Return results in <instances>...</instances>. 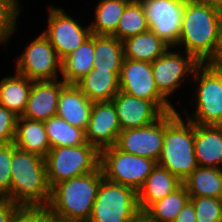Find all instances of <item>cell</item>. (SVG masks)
Wrapping results in <instances>:
<instances>
[{
  "label": "cell",
  "mask_w": 222,
  "mask_h": 222,
  "mask_svg": "<svg viewBox=\"0 0 222 222\" xmlns=\"http://www.w3.org/2000/svg\"><path fill=\"white\" fill-rule=\"evenodd\" d=\"M44 125L51 148L80 146L87 142L83 129L70 125L57 115L44 121Z\"/></svg>",
  "instance_id": "obj_29"
},
{
  "label": "cell",
  "mask_w": 222,
  "mask_h": 222,
  "mask_svg": "<svg viewBox=\"0 0 222 222\" xmlns=\"http://www.w3.org/2000/svg\"><path fill=\"white\" fill-rule=\"evenodd\" d=\"M131 0H99L95 6L93 20L89 24L91 34L113 36L123 12Z\"/></svg>",
  "instance_id": "obj_27"
},
{
  "label": "cell",
  "mask_w": 222,
  "mask_h": 222,
  "mask_svg": "<svg viewBox=\"0 0 222 222\" xmlns=\"http://www.w3.org/2000/svg\"><path fill=\"white\" fill-rule=\"evenodd\" d=\"M92 106L76 84H65L58 98L57 116L86 131Z\"/></svg>",
  "instance_id": "obj_18"
},
{
  "label": "cell",
  "mask_w": 222,
  "mask_h": 222,
  "mask_svg": "<svg viewBox=\"0 0 222 222\" xmlns=\"http://www.w3.org/2000/svg\"><path fill=\"white\" fill-rule=\"evenodd\" d=\"M120 132V123L113 102H93L90 120L85 131L86 141L101 151L106 147L116 145Z\"/></svg>",
  "instance_id": "obj_15"
},
{
  "label": "cell",
  "mask_w": 222,
  "mask_h": 222,
  "mask_svg": "<svg viewBox=\"0 0 222 222\" xmlns=\"http://www.w3.org/2000/svg\"><path fill=\"white\" fill-rule=\"evenodd\" d=\"M190 82H196L194 98H192L194 111L184 108L188 120L198 125L222 126V71L210 67L207 63H200Z\"/></svg>",
  "instance_id": "obj_5"
},
{
  "label": "cell",
  "mask_w": 222,
  "mask_h": 222,
  "mask_svg": "<svg viewBox=\"0 0 222 222\" xmlns=\"http://www.w3.org/2000/svg\"><path fill=\"white\" fill-rule=\"evenodd\" d=\"M164 140V114L155 122L134 129L122 130L116 147L129 154L159 161Z\"/></svg>",
  "instance_id": "obj_14"
},
{
  "label": "cell",
  "mask_w": 222,
  "mask_h": 222,
  "mask_svg": "<svg viewBox=\"0 0 222 222\" xmlns=\"http://www.w3.org/2000/svg\"><path fill=\"white\" fill-rule=\"evenodd\" d=\"M207 64L217 70L222 71V31L214 55L210 58Z\"/></svg>",
  "instance_id": "obj_39"
},
{
  "label": "cell",
  "mask_w": 222,
  "mask_h": 222,
  "mask_svg": "<svg viewBox=\"0 0 222 222\" xmlns=\"http://www.w3.org/2000/svg\"><path fill=\"white\" fill-rule=\"evenodd\" d=\"M170 47L161 57L151 63L153 77L159 93L170 103L173 93L187 79H192L196 67L200 64L187 52ZM171 96V97H170ZM171 99V100H169Z\"/></svg>",
  "instance_id": "obj_11"
},
{
  "label": "cell",
  "mask_w": 222,
  "mask_h": 222,
  "mask_svg": "<svg viewBox=\"0 0 222 222\" xmlns=\"http://www.w3.org/2000/svg\"><path fill=\"white\" fill-rule=\"evenodd\" d=\"M19 206L7 198H0V222H10L14 211Z\"/></svg>",
  "instance_id": "obj_37"
},
{
  "label": "cell",
  "mask_w": 222,
  "mask_h": 222,
  "mask_svg": "<svg viewBox=\"0 0 222 222\" xmlns=\"http://www.w3.org/2000/svg\"><path fill=\"white\" fill-rule=\"evenodd\" d=\"M189 200L187 189L182 184L163 199L152 203L145 211L160 222H173Z\"/></svg>",
  "instance_id": "obj_31"
},
{
  "label": "cell",
  "mask_w": 222,
  "mask_h": 222,
  "mask_svg": "<svg viewBox=\"0 0 222 222\" xmlns=\"http://www.w3.org/2000/svg\"><path fill=\"white\" fill-rule=\"evenodd\" d=\"M15 60L14 70L32 81L61 79V60L48 38L40 33Z\"/></svg>",
  "instance_id": "obj_9"
},
{
  "label": "cell",
  "mask_w": 222,
  "mask_h": 222,
  "mask_svg": "<svg viewBox=\"0 0 222 222\" xmlns=\"http://www.w3.org/2000/svg\"><path fill=\"white\" fill-rule=\"evenodd\" d=\"M45 222H62V221H59V220L49 217Z\"/></svg>",
  "instance_id": "obj_42"
},
{
  "label": "cell",
  "mask_w": 222,
  "mask_h": 222,
  "mask_svg": "<svg viewBox=\"0 0 222 222\" xmlns=\"http://www.w3.org/2000/svg\"><path fill=\"white\" fill-rule=\"evenodd\" d=\"M65 84L62 79L33 81L27 105L21 117L44 122L56 116L58 98Z\"/></svg>",
  "instance_id": "obj_17"
},
{
  "label": "cell",
  "mask_w": 222,
  "mask_h": 222,
  "mask_svg": "<svg viewBox=\"0 0 222 222\" xmlns=\"http://www.w3.org/2000/svg\"><path fill=\"white\" fill-rule=\"evenodd\" d=\"M194 152L198 166L222 169V126L195 124Z\"/></svg>",
  "instance_id": "obj_19"
},
{
  "label": "cell",
  "mask_w": 222,
  "mask_h": 222,
  "mask_svg": "<svg viewBox=\"0 0 222 222\" xmlns=\"http://www.w3.org/2000/svg\"><path fill=\"white\" fill-rule=\"evenodd\" d=\"M158 164L157 161L125 153L115 145L100 151V167L107 180L138 191Z\"/></svg>",
  "instance_id": "obj_8"
},
{
  "label": "cell",
  "mask_w": 222,
  "mask_h": 222,
  "mask_svg": "<svg viewBox=\"0 0 222 222\" xmlns=\"http://www.w3.org/2000/svg\"><path fill=\"white\" fill-rule=\"evenodd\" d=\"M149 30L170 47L178 44L186 0H140Z\"/></svg>",
  "instance_id": "obj_13"
},
{
  "label": "cell",
  "mask_w": 222,
  "mask_h": 222,
  "mask_svg": "<svg viewBox=\"0 0 222 222\" xmlns=\"http://www.w3.org/2000/svg\"><path fill=\"white\" fill-rule=\"evenodd\" d=\"M94 69L120 72L124 61L123 42L115 36L94 35Z\"/></svg>",
  "instance_id": "obj_28"
},
{
  "label": "cell",
  "mask_w": 222,
  "mask_h": 222,
  "mask_svg": "<svg viewBox=\"0 0 222 222\" xmlns=\"http://www.w3.org/2000/svg\"><path fill=\"white\" fill-rule=\"evenodd\" d=\"M13 142L0 145V198L10 200Z\"/></svg>",
  "instance_id": "obj_34"
},
{
  "label": "cell",
  "mask_w": 222,
  "mask_h": 222,
  "mask_svg": "<svg viewBox=\"0 0 222 222\" xmlns=\"http://www.w3.org/2000/svg\"><path fill=\"white\" fill-rule=\"evenodd\" d=\"M222 31V11L185 1L178 44L174 47L207 63L214 55Z\"/></svg>",
  "instance_id": "obj_1"
},
{
  "label": "cell",
  "mask_w": 222,
  "mask_h": 222,
  "mask_svg": "<svg viewBox=\"0 0 222 222\" xmlns=\"http://www.w3.org/2000/svg\"><path fill=\"white\" fill-rule=\"evenodd\" d=\"M183 184L190 197L222 198V169L198 166Z\"/></svg>",
  "instance_id": "obj_26"
},
{
  "label": "cell",
  "mask_w": 222,
  "mask_h": 222,
  "mask_svg": "<svg viewBox=\"0 0 222 222\" xmlns=\"http://www.w3.org/2000/svg\"><path fill=\"white\" fill-rule=\"evenodd\" d=\"M50 187L61 181L94 172L100 166V151L86 142L80 146L50 148L45 157Z\"/></svg>",
  "instance_id": "obj_6"
},
{
  "label": "cell",
  "mask_w": 222,
  "mask_h": 222,
  "mask_svg": "<svg viewBox=\"0 0 222 222\" xmlns=\"http://www.w3.org/2000/svg\"><path fill=\"white\" fill-rule=\"evenodd\" d=\"M49 217L46 206L20 205L14 211L10 222H45Z\"/></svg>",
  "instance_id": "obj_35"
},
{
  "label": "cell",
  "mask_w": 222,
  "mask_h": 222,
  "mask_svg": "<svg viewBox=\"0 0 222 222\" xmlns=\"http://www.w3.org/2000/svg\"><path fill=\"white\" fill-rule=\"evenodd\" d=\"M119 85L122 92L152 101L163 113L177 110L159 93L149 62L124 58Z\"/></svg>",
  "instance_id": "obj_12"
},
{
  "label": "cell",
  "mask_w": 222,
  "mask_h": 222,
  "mask_svg": "<svg viewBox=\"0 0 222 222\" xmlns=\"http://www.w3.org/2000/svg\"><path fill=\"white\" fill-rule=\"evenodd\" d=\"M148 30L149 27L142 2L140 0H131L123 12L116 33L113 36L120 41H124Z\"/></svg>",
  "instance_id": "obj_30"
},
{
  "label": "cell",
  "mask_w": 222,
  "mask_h": 222,
  "mask_svg": "<svg viewBox=\"0 0 222 222\" xmlns=\"http://www.w3.org/2000/svg\"><path fill=\"white\" fill-rule=\"evenodd\" d=\"M19 0H0V44L5 45L18 30V19L22 11Z\"/></svg>",
  "instance_id": "obj_32"
},
{
  "label": "cell",
  "mask_w": 222,
  "mask_h": 222,
  "mask_svg": "<svg viewBox=\"0 0 222 222\" xmlns=\"http://www.w3.org/2000/svg\"><path fill=\"white\" fill-rule=\"evenodd\" d=\"M196 222H222V198L190 197Z\"/></svg>",
  "instance_id": "obj_33"
},
{
  "label": "cell",
  "mask_w": 222,
  "mask_h": 222,
  "mask_svg": "<svg viewBox=\"0 0 222 222\" xmlns=\"http://www.w3.org/2000/svg\"><path fill=\"white\" fill-rule=\"evenodd\" d=\"M179 109L164 113V140L158 165L182 182L198 167L194 152L195 124Z\"/></svg>",
  "instance_id": "obj_4"
},
{
  "label": "cell",
  "mask_w": 222,
  "mask_h": 222,
  "mask_svg": "<svg viewBox=\"0 0 222 222\" xmlns=\"http://www.w3.org/2000/svg\"><path fill=\"white\" fill-rule=\"evenodd\" d=\"M14 144L18 149L43 158L51 148L44 122L21 116L17 120Z\"/></svg>",
  "instance_id": "obj_21"
},
{
  "label": "cell",
  "mask_w": 222,
  "mask_h": 222,
  "mask_svg": "<svg viewBox=\"0 0 222 222\" xmlns=\"http://www.w3.org/2000/svg\"><path fill=\"white\" fill-rule=\"evenodd\" d=\"M122 130L143 127L157 121L164 113L152 102L119 92L111 100Z\"/></svg>",
  "instance_id": "obj_16"
},
{
  "label": "cell",
  "mask_w": 222,
  "mask_h": 222,
  "mask_svg": "<svg viewBox=\"0 0 222 222\" xmlns=\"http://www.w3.org/2000/svg\"><path fill=\"white\" fill-rule=\"evenodd\" d=\"M94 34L86 39L74 52L61 61V79L66 84H76L94 66Z\"/></svg>",
  "instance_id": "obj_24"
},
{
  "label": "cell",
  "mask_w": 222,
  "mask_h": 222,
  "mask_svg": "<svg viewBox=\"0 0 222 222\" xmlns=\"http://www.w3.org/2000/svg\"><path fill=\"white\" fill-rule=\"evenodd\" d=\"M103 178L99 166L94 172L54 185L47 206L49 216L62 222H88Z\"/></svg>",
  "instance_id": "obj_2"
},
{
  "label": "cell",
  "mask_w": 222,
  "mask_h": 222,
  "mask_svg": "<svg viewBox=\"0 0 222 222\" xmlns=\"http://www.w3.org/2000/svg\"><path fill=\"white\" fill-rule=\"evenodd\" d=\"M120 72L92 69L76 85L92 102L111 101L119 92Z\"/></svg>",
  "instance_id": "obj_22"
},
{
  "label": "cell",
  "mask_w": 222,
  "mask_h": 222,
  "mask_svg": "<svg viewBox=\"0 0 222 222\" xmlns=\"http://www.w3.org/2000/svg\"><path fill=\"white\" fill-rule=\"evenodd\" d=\"M195 4L215 7L222 11V0H188Z\"/></svg>",
  "instance_id": "obj_41"
},
{
  "label": "cell",
  "mask_w": 222,
  "mask_h": 222,
  "mask_svg": "<svg viewBox=\"0 0 222 222\" xmlns=\"http://www.w3.org/2000/svg\"><path fill=\"white\" fill-rule=\"evenodd\" d=\"M183 182L166 168L156 165L142 187L137 191L140 210L177 190Z\"/></svg>",
  "instance_id": "obj_20"
},
{
  "label": "cell",
  "mask_w": 222,
  "mask_h": 222,
  "mask_svg": "<svg viewBox=\"0 0 222 222\" xmlns=\"http://www.w3.org/2000/svg\"><path fill=\"white\" fill-rule=\"evenodd\" d=\"M173 222H196V214L193 203L189 200Z\"/></svg>",
  "instance_id": "obj_38"
},
{
  "label": "cell",
  "mask_w": 222,
  "mask_h": 222,
  "mask_svg": "<svg viewBox=\"0 0 222 222\" xmlns=\"http://www.w3.org/2000/svg\"><path fill=\"white\" fill-rule=\"evenodd\" d=\"M129 222H160L151 217L146 211L139 210Z\"/></svg>",
  "instance_id": "obj_40"
},
{
  "label": "cell",
  "mask_w": 222,
  "mask_h": 222,
  "mask_svg": "<svg viewBox=\"0 0 222 222\" xmlns=\"http://www.w3.org/2000/svg\"><path fill=\"white\" fill-rule=\"evenodd\" d=\"M122 42L124 58L149 63L154 62L170 48L151 30L129 37Z\"/></svg>",
  "instance_id": "obj_25"
},
{
  "label": "cell",
  "mask_w": 222,
  "mask_h": 222,
  "mask_svg": "<svg viewBox=\"0 0 222 222\" xmlns=\"http://www.w3.org/2000/svg\"><path fill=\"white\" fill-rule=\"evenodd\" d=\"M10 200L18 205L48 206L51 187L45 158L18 149L13 142Z\"/></svg>",
  "instance_id": "obj_3"
},
{
  "label": "cell",
  "mask_w": 222,
  "mask_h": 222,
  "mask_svg": "<svg viewBox=\"0 0 222 222\" xmlns=\"http://www.w3.org/2000/svg\"><path fill=\"white\" fill-rule=\"evenodd\" d=\"M33 81L15 71L0 80V106L22 116L32 89Z\"/></svg>",
  "instance_id": "obj_23"
},
{
  "label": "cell",
  "mask_w": 222,
  "mask_h": 222,
  "mask_svg": "<svg viewBox=\"0 0 222 222\" xmlns=\"http://www.w3.org/2000/svg\"><path fill=\"white\" fill-rule=\"evenodd\" d=\"M54 6L52 4L47 7V28L42 33L62 61L91 36V29L89 25L83 26L75 17L69 15L67 10Z\"/></svg>",
  "instance_id": "obj_10"
},
{
  "label": "cell",
  "mask_w": 222,
  "mask_h": 222,
  "mask_svg": "<svg viewBox=\"0 0 222 222\" xmlns=\"http://www.w3.org/2000/svg\"><path fill=\"white\" fill-rule=\"evenodd\" d=\"M18 117L14 112L0 106V145L14 142Z\"/></svg>",
  "instance_id": "obj_36"
},
{
  "label": "cell",
  "mask_w": 222,
  "mask_h": 222,
  "mask_svg": "<svg viewBox=\"0 0 222 222\" xmlns=\"http://www.w3.org/2000/svg\"><path fill=\"white\" fill-rule=\"evenodd\" d=\"M139 210L135 189L103 178L88 222H129Z\"/></svg>",
  "instance_id": "obj_7"
}]
</instances>
